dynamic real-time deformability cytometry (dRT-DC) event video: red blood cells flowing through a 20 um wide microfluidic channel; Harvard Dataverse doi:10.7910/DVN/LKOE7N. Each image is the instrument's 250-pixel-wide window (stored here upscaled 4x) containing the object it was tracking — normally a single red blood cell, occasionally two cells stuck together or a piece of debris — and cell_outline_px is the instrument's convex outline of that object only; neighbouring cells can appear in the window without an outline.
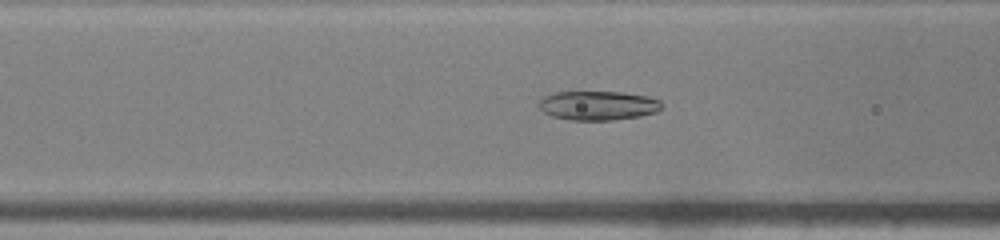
{"species": "common noctule bat (a hibernating species)", "species_latin": "Nyctalus noctula", "temperature_condition": "warm", "stored_images_in_passage": 29, "camera_frame_rate_fps": 3000, "um_per_image_px": 0.085, "animal": {"sex": "male", "body_mass_g": 19.0, "forearm_length_mm": 50.8}, "frame": {"image": 1, "passage_image": 5, "time_ms": 1.333, "image_size_px": [1000, 240], "cell_outline_px": [[664, 108], [656, 112], [640, 116], [612, 120], [568, 120], [552, 116], [544, 112], [536, 104], [544, 96], [556, 92], [620, 92], [648, 96], [660, 100]], "centroid_in_image_um": [50.84, 8.97], "position_along_channel_um": 115.8, "area_um2": 21.04}}
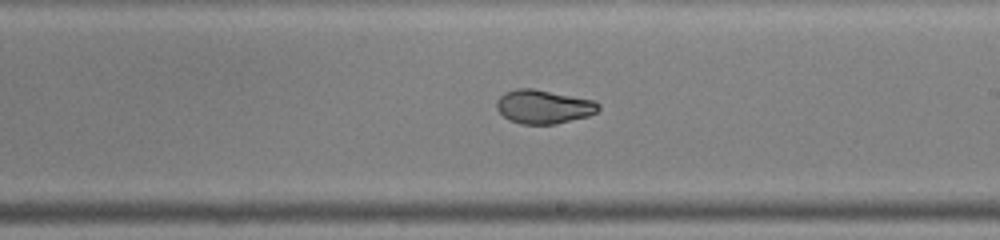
{"frame": {"image": 2, "passage_image": 14, "time_ms": 4.333, "image_size_px": [1000, 240], "cell_outline_px": [[600, 108], [596, 112], [588, 116], [556, 124], [520, 124], [508, 120], [496, 108], [496, 100], [504, 92], [516, 88], [532, 88], [596, 100], [600, 104]], "centroid_in_image_um": [46.2, 9.06], "position_along_channel_um": 242.8, "area_um2": 20.29}}
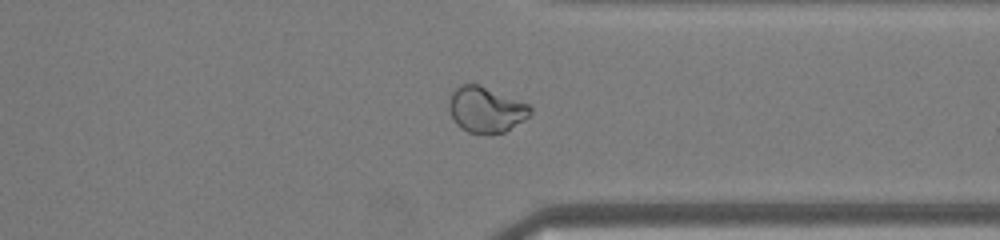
{"frame": {"image": 3, "passage_image": 23, "time_ms": 7.333, "image_size_px": [1000, 240], "cell_outline_px": [[532, 112], [528, 116], [504, 132], [488, 136], [484, 136], [468, 132], [460, 128], [456, 124], [448, 108], [448, 100], [452, 92], [460, 84], [480, 84], [528, 104], [532, 108]], "centroid_in_image_um": [41.26, 9.34], "position_along_channel_um": 370.1, "area_um2": 21.91}}